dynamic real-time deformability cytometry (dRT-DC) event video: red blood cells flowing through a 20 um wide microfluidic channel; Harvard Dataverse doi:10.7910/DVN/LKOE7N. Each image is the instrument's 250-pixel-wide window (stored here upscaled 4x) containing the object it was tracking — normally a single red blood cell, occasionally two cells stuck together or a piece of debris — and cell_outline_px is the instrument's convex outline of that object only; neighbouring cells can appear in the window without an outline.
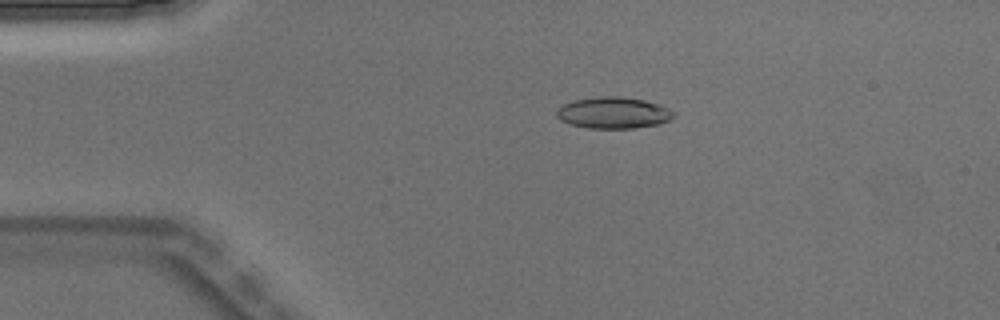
{"species": "Egyptian fruit bat (a non-hibernating species)", "species_latin": "Rousettus aegyptiacus", "temperature_condition": "warm", "stored_images_in_passage": 4, "camera_frame_rate_fps": 3000, "um_per_image_px": 0.085, "animal": {"sex": "male"}, "frame": {"image": 1, "passage_image": 3, "time_ms": 0.667, "image_size_px": [1000, 320], "cell_outline_px": [[676, 116], [672, 120], [660, 124], [632, 128], [588, 128], [572, 124], [560, 120], [556, 116], [556, 108], [572, 100], [600, 96], [620, 96], [644, 100], [668, 108], [676, 112]], "centroid_in_image_um": [52.15, 9.58], "position_along_channel_um": 32.8, "area_um2": 21.62}}